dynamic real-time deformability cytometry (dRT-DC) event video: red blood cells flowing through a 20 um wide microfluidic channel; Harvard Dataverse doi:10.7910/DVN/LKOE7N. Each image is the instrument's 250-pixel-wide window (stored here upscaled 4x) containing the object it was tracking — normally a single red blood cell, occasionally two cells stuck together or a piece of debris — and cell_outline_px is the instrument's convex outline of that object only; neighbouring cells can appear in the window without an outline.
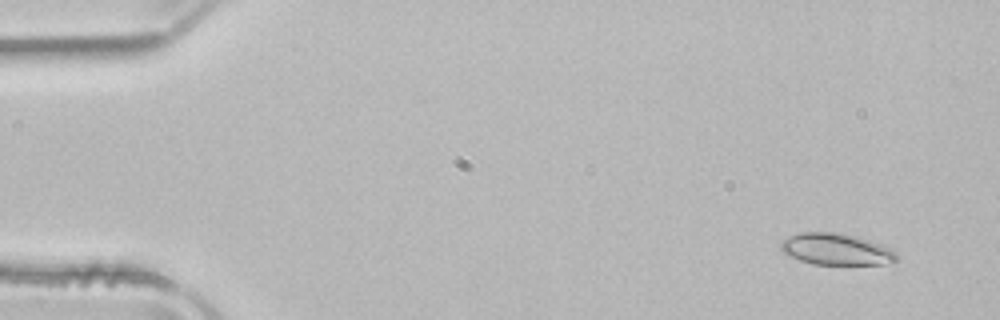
{"species": "common noctule bat (a hibernating species)", "species_latin": "Nyctalus noctula", "temperature_condition": "room temperature", "stored_images_in_passage": 50, "camera_frame_rate_fps": 3000, "um_per_image_px": 0.085, "animal": {"sex": "male", "body_mass_g": 21.5, "forearm_length_mm": 52.0}, "frame": {"image": 1, "passage_image": 1, "time_ms": 0.0, "image_size_px": [1000, 320], "cell_outline_px": [[896, 260], [884, 264], [812, 264], [800, 260], [784, 252], [780, 248], [780, 244], [788, 236], [800, 232], [836, 232], [868, 240], [880, 244], [896, 252]], "centroid_in_image_um": [71.04, 21.18], "position_along_channel_um": 14.0, "area_um2": 20.87}}
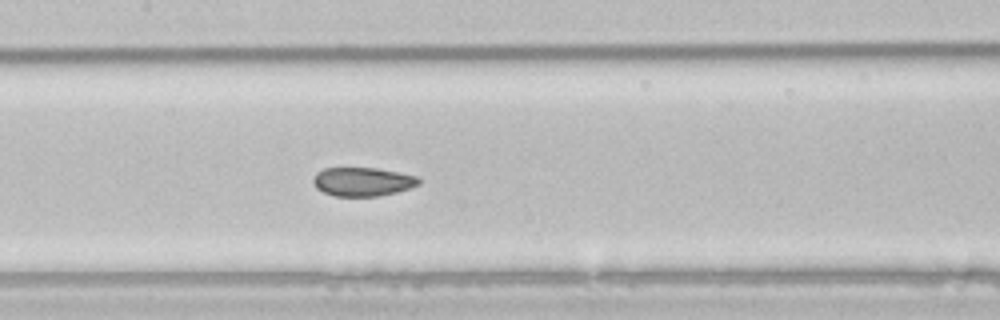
{"frame": {"image": 2, "passage_image": 22, "time_ms": 7.0, "image_size_px": [1000, 320], "cell_outline_px": [[420, 184], [412, 188], [380, 196], [336, 196], [324, 192], [316, 188], [312, 180], [316, 172], [324, 168], [376, 168], [420, 176]], "centroid_in_image_um": [30.86, 15.44], "position_along_channel_um": 176.5, "area_um2": 17.86}}
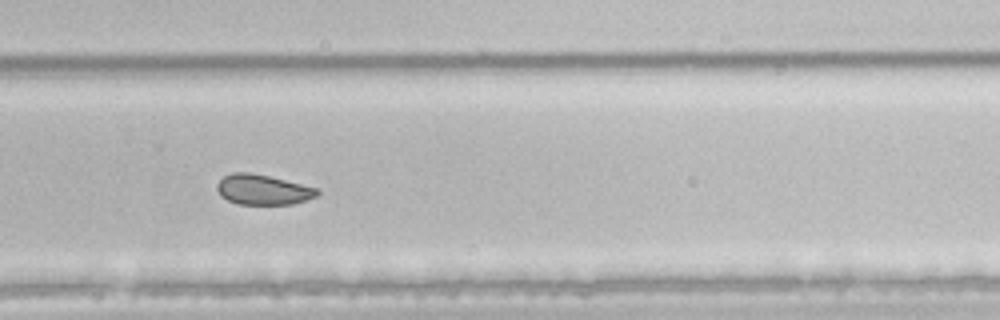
{"frame": {"image": 3, "passage_image": 32, "time_ms": 10.333, "image_size_px": [1000, 320], "cell_outline_px": [[320, 192], [316, 196], [292, 204], [236, 204], [220, 196], [216, 188], [216, 184], [224, 176], [232, 172], [248, 172], [268, 176], [320, 188]], "centroid_in_image_um": [22.33, 16.12], "position_along_channel_um": 307.5, "area_um2": 17.63}, "authors_computed_cell_mechanics": {"area_um2": 19.7676, "velocity_mm_per_s": 3.9437, "shape_relaxation_time_tau1_ms": null, "shape_relaxation_time_tau2_ms": 1.1261, "deformation_change_tau1": null, "deformation_change_tau2": 0.0402}}